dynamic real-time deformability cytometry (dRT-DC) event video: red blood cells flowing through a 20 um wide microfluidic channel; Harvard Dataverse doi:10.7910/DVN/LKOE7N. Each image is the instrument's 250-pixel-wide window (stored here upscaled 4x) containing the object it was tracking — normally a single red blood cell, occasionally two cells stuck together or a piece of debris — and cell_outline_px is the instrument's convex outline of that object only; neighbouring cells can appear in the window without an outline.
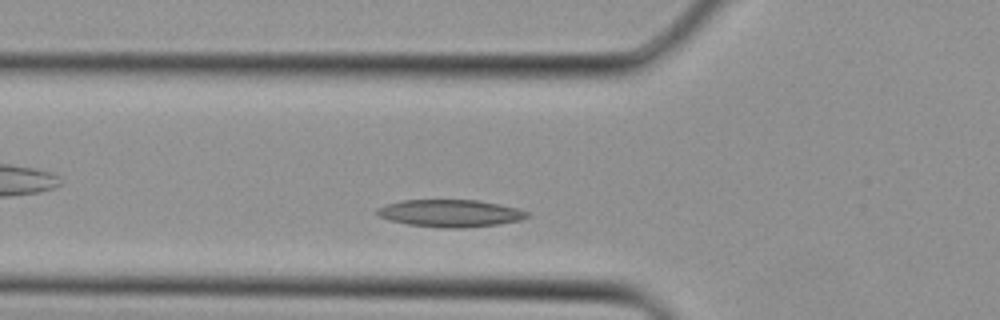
{"species": "Egyptian fruit bat (a non-hibernating species)", "species_latin": "Rousettus aegyptiacus", "temperature_condition": "cold", "stored_images_in_passage": 4, "segment_of_instrument_passage": [1, 2], "camera_frame_rate_fps": 3000, "um_per_image_px": 0.085, "animal": {"sex": "female"}, "frame": {"image": 1, "passage_image": 3, "time_ms": 0.667, "image_size_px": [1000, 320], "cell_outline_px": [[528, 216], [520, 220], [500, 224], [464, 228], [444, 228], [408, 224], [388, 220], [380, 216], [376, 212], [376, 208], [400, 200], [476, 200], [500, 204], [516, 208], [528, 212]], "centroid_in_image_um": [38.26, 18.13], "position_along_channel_um": 87.5, "area_um2": 23.81}}